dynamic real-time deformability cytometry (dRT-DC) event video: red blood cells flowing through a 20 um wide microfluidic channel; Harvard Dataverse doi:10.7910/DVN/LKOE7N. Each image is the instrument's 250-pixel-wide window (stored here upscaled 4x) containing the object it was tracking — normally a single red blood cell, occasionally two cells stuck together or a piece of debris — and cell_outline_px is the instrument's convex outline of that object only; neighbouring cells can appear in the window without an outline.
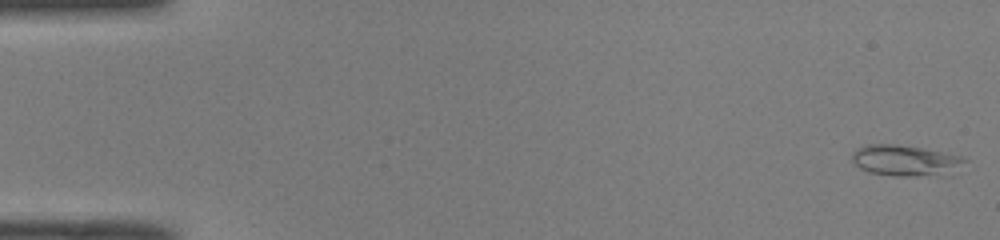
{"species": "common noctule bat (a hibernating species)", "species_latin": "Nyctalus noctula", "temperature_condition": "room temperature", "stored_images_in_passage": 50, "camera_frame_rate_fps": 3000, "um_per_image_px": 0.085, "animal": {"sex": "male", "body_mass_g": 19.0, "forearm_length_mm": 50.8}, "frame": {"image": 1, "passage_image": 1, "time_ms": 0.0, "image_size_px": [1000, 240], "cell_outline_px": [[968, 160], [940, 176], [896, 176], [872, 172], [860, 168], [852, 160], [852, 152], [856, 148], [868, 144], [896, 144], [920, 148], [960, 156]], "centroid_in_image_um": [76.88, 13.64], "position_along_channel_um": 8.1, "area_um2": 19.83}}
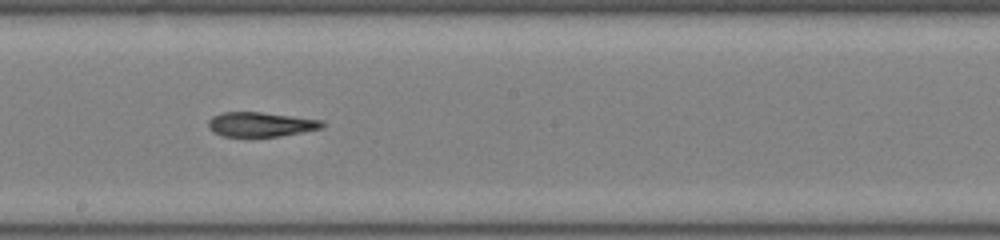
{"frame": {"image": 2, "passage_image": 28, "time_ms": 9.0, "image_size_px": [1000, 240], "cell_outline_px": [[324, 128], [280, 136], [220, 136], [212, 132], [208, 128], [208, 120], [212, 116], [220, 112], [260, 112], [324, 120]], "centroid_in_image_um": [22.14, 10.57], "position_along_channel_um": 226.1, "area_um2": 16.42}}
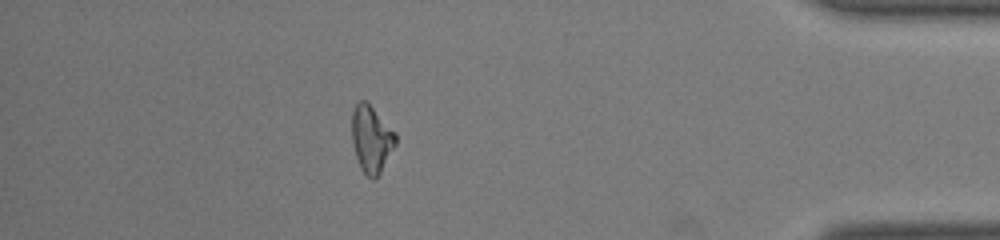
{"frame": {"image": 3, "passage_image": 44, "time_ms": 14.333, "image_size_px": [1000, 240], "cell_outline_px": [[396, 144], [376, 180], [372, 180], [360, 168], [356, 156], [352, 140], [352, 112], [356, 104], [360, 100], [364, 100], [396, 132]], "centroid_in_image_um": [31.57, 11.85], "position_along_channel_um": 403.6, "area_um2": 16.88}, "authors_computed_cell_mechanics": {"area_um2": 17.1955, "velocity_mm_per_s": 4.1059, "shape_relaxation_time_tau1_ms": null, "shape_relaxation_time_tau2_ms": 4.693, "deformation_change_tau1": null, "deformation_change_tau2": 0.1285}}